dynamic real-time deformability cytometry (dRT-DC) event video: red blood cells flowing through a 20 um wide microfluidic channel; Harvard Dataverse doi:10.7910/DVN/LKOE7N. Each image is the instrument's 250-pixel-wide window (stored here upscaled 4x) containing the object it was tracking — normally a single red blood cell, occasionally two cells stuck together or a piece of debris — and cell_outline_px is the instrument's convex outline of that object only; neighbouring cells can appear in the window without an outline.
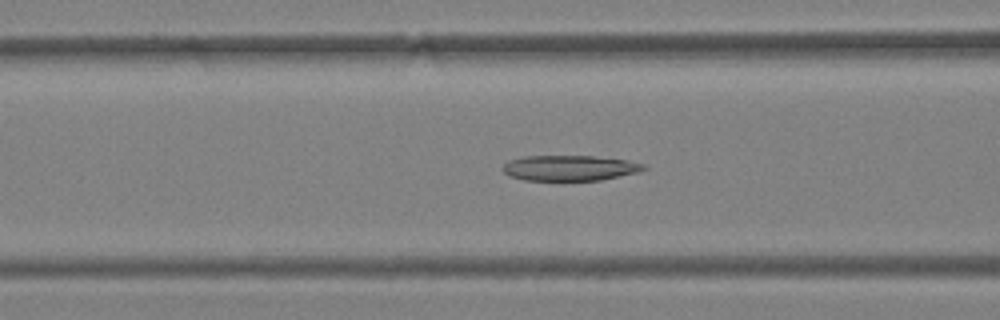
{"species": "Egyptian fruit bat (a non-hibernating species)", "species_latin": "Rousettus aegyptiacus", "temperature_condition": "warm", "stored_images_in_passage": 46, "camera_frame_rate_fps": 3000, "um_per_image_px": 0.085, "animal": {"sex": "female"}, "frame": {"image": 1, "passage_image": 19, "time_ms": 6.0, "image_size_px": [1000, 320], "cell_outline_px": [[648, 168], [640, 172], [600, 180], [524, 180], [508, 176], [500, 168], [508, 160], [520, 156], [592, 156], [628, 160], [644, 164]], "centroid_in_image_um": [48.4, 14.27], "position_along_channel_um": 118.2, "area_um2": 21.1}}
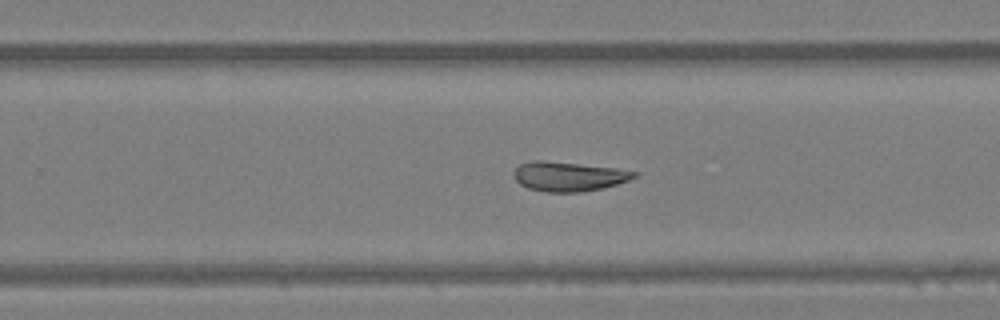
{"frame": {"image": 2, "passage_image": 30, "time_ms": 9.667, "image_size_px": [1000, 320], "cell_outline_px": [[640, 172], [636, 176], [628, 180], [616, 184], [600, 188], [580, 192], [544, 192], [528, 188], [520, 184], [516, 180], [512, 172], [520, 164], [532, 160], [544, 160], [616, 168]], "centroid_in_image_um": [48.3, 14.99], "position_along_channel_um": 281.5, "area_um2": 20.63}}
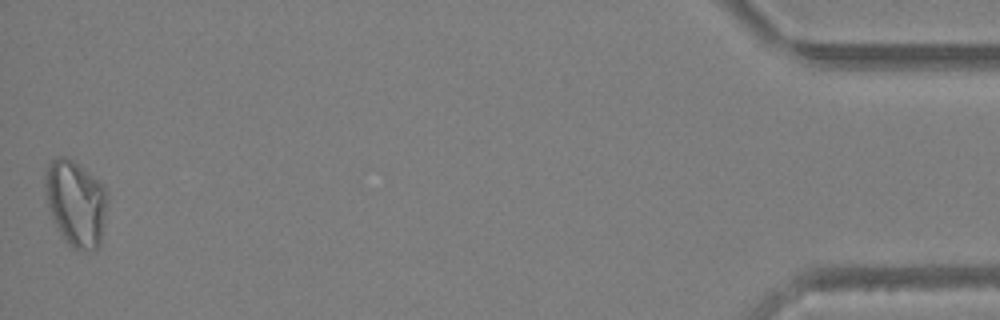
{"frame": {"image": 3, "passage_image": 46, "time_ms": 15.0, "image_size_px": [1000, 320], "cell_outline_px": [[108, 200], [100, 244], [92, 252], [72, 248], [64, 240], [52, 220], [48, 208], [44, 192], [44, 168], [56, 156], [64, 156], [72, 160], [104, 184], [108, 192]], "centroid_in_image_um": [6.42, 17.26], "position_along_channel_um": 428.8, "area_um2": 31.91}, "authors_computed_cell_mechanics": {"area_um2": 24.5072, "velocity_mm_per_s": 4.4681, "shape_relaxation_time_tau1_ms": null, "shape_relaxation_time_tau2_ms": 5.141, "deformation_change_tau1": null, "deformation_change_tau2": 0.1478}}